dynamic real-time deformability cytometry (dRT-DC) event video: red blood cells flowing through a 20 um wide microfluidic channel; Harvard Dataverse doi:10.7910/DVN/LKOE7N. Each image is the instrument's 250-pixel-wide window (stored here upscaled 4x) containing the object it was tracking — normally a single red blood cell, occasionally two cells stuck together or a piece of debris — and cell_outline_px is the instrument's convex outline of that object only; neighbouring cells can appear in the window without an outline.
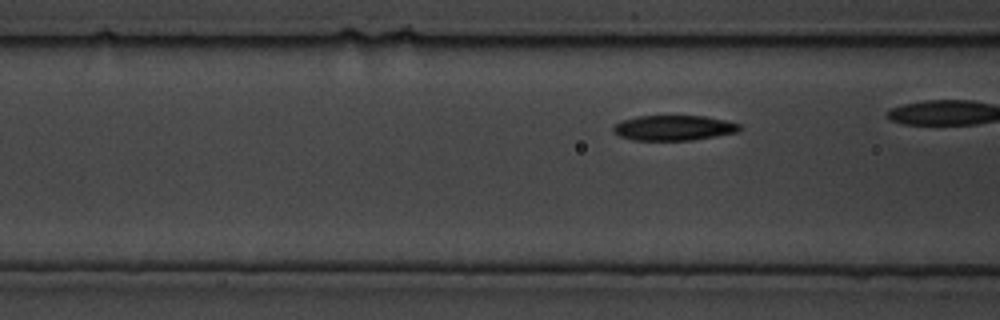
{"species": "common noctule bat (a hibernating species)", "species_latin": "Nyctalus noctula", "temperature_condition": "cold", "stored_images_in_passage": 56, "camera_frame_rate_fps": 3000, "um_per_image_px": 0.085, "animal": {"sex": "male", "body_mass_g": 19.5, "forearm_length_mm": 54.6}, "frame": {"image": 1, "passage_image": 12, "time_ms": 3.667, "image_size_px": [1000, 320], "cell_outline_px": [[740, 128], [736, 132], [716, 136], [692, 140], [632, 140], [620, 136], [612, 132], [612, 128], [620, 120], [636, 116], [704, 116], [724, 120], [740, 124]], "centroid_in_image_um": [57.21, 10.87], "position_along_channel_um": 109.4, "area_um2": 18.5}}
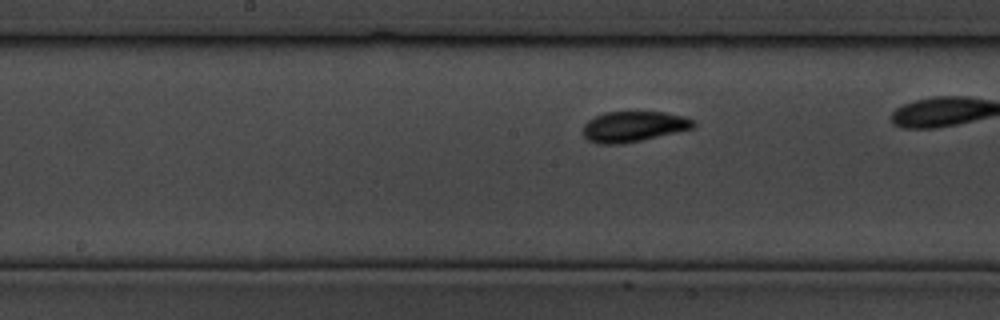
{"frame": {"image": 2, "passage_image": 26, "time_ms": 8.333, "image_size_px": [1000, 320], "cell_outline_px": [[696, 124], [692, 128], [624, 144], [596, 144], [588, 140], [584, 136], [584, 124], [588, 120], [604, 112], [664, 112], [684, 116], [696, 120]], "centroid_in_image_um": [53.84, 10.75], "position_along_channel_um": 194.4, "area_um2": 19.59}}
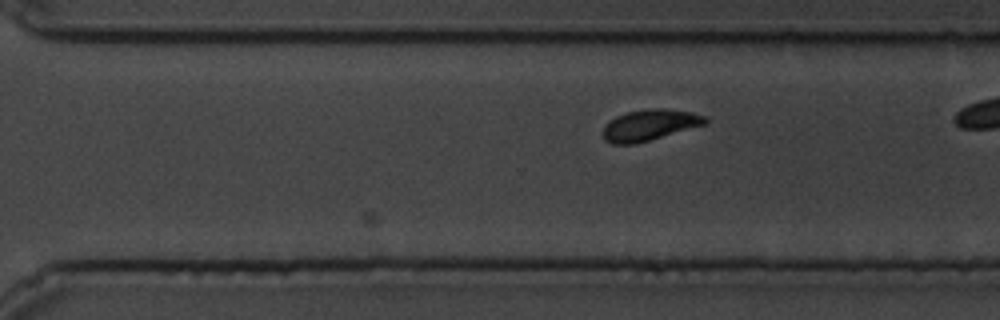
{"frame": {"image": 3, "passage_image": 46, "time_ms": 15.0, "image_size_px": [1000, 320], "cell_outline_px": [[708, 120], [704, 124], [636, 144], [612, 144], [604, 140], [604, 124], [608, 120], [616, 116], [628, 112], [648, 108], [660, 108], [692, 112], [708, 116]], "centroid_in_image_um": [55.19, 10.62], "position_along_channel_um": 315.4, "area_um2": 18.44}}